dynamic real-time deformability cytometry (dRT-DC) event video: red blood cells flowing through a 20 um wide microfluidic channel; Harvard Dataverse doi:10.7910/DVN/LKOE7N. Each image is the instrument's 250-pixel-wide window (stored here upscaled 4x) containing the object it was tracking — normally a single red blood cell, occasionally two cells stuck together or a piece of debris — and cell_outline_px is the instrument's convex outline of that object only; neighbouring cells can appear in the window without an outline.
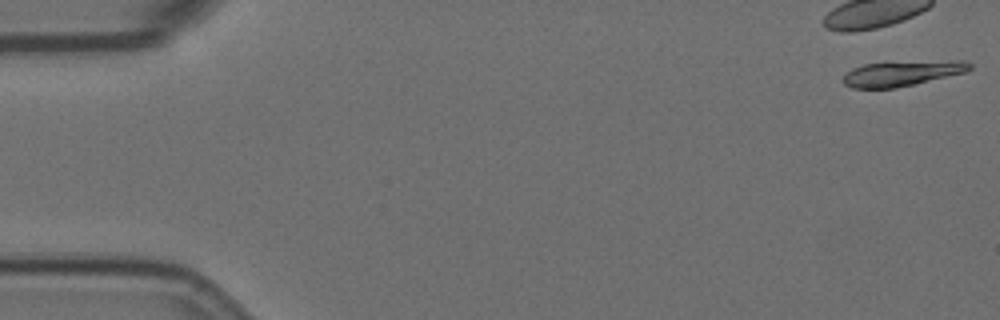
{"species": "Egyptian fruit bat (a non-hibernating species)", "species_latin": "Rousettus aegyptiacus", "temperature_condition": "room temperature", "stored_images_in_passage": 56, "camera_frame_rate_fps": 3000, "um_per_image_px": 0.085, "animal": {"sex": "female"}, "frame": {"image": 1, "passage_image": 1, "time_ms": 0.0, "image_size_px": [1000, 320], "cell_outline_px": [[972, 68], [964, 72], [896, 88], [852, 88], [844, 84], [840, 80], [852, 68], [864, 64], [956, 60], [964, 60], [972, 64]], "centroid_in_image_um": [76.64, 6.24], "position_along_channel_um": 8.4, "area_um2": 18.26}}